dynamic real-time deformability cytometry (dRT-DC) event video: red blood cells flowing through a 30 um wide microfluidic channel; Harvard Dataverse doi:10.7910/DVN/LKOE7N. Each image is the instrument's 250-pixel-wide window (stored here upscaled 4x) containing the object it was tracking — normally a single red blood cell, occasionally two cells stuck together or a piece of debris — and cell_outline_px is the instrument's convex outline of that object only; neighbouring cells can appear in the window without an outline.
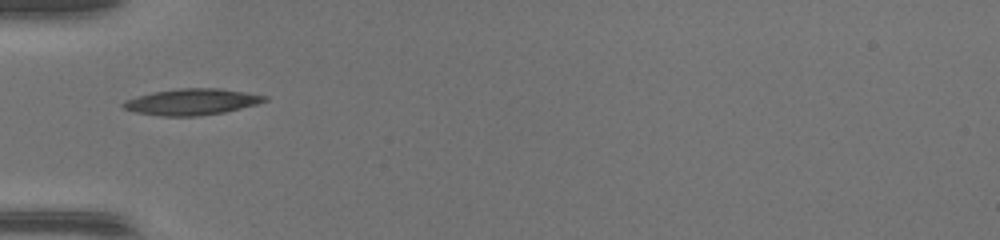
{"species": "common noctule bat (a hibernating species)", "species_latin": "Nyctalus noctula", "temperature_condition": "warm", "stored_images_in_passage": 32, "camera_frame_rate_fps": 3000, "um_per_image_px": 0.085, "animal": {"sex": "female", "body_mass_g": 17.0, "forearm_length_mm": 48.0}, "frame": {"image": 1, "passage_image": 1, "time_ms": 0.0, "image_size_px": [1000, 240], "cell_outline_px": [[268, 100], [256, 104], [224, 112], [200, 116], [160, 116], [136, 112], [124, 108], [120, 104], [124, 100], [136, 96], [152, 92], [180, 88], [220, 88], [268, 96]], "centroid_in_image_um": [16.27, 8.65], "position_along_channel_um": 68.7, "area_um2": 21.62}}
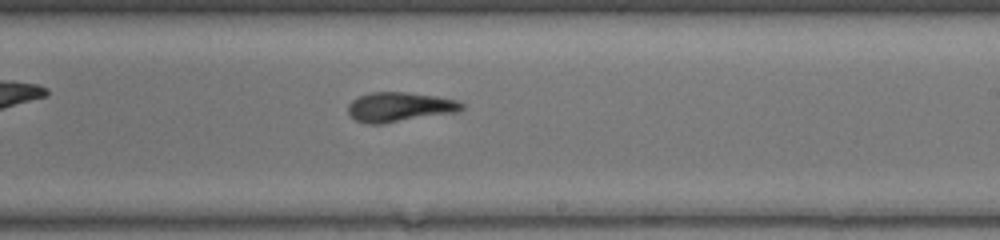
{"frame": {"image": 2, "passage_image": 14, "time_ms": 4.333, "image_size_px": [1000, 240], "cell_outline_px": [[464, 108], [460, 112], [384, 124], [368, 124], [356, 120], [348, 112], [348, 104], [352, 100], [360, 96], [372, 92], [408, 92], [436, 96], [456, 100], [464, 104]], "centroid_in_image_um": [34.0, 9.1], "position_along_channel_um": 255.0, "area_um2": 19.83}}
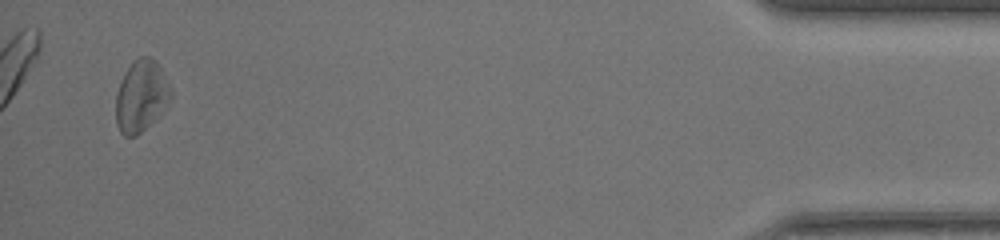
{"frame": {"image": 3, "passage_image": 31, "time_ms": 10.0, "image_size_px": [1000, 240], "cell_outline_px": [[172, 96], [160, 112], [136, 136], [124, 136], [120, 132], [116, 124], [116, 92], [120, 80], [124, 72], [132, 60], [140, 56], [148, 56], [156, 60], [172, 88]], "centroid_in_image_um": [11.97, 8.11], "position_along_channel_um": 423.2, "area_um2": 22.89}, "authors_computed_cell_mechanics": {"area_um2": 19.9988, "velocity_mm_per_s": 4.3185, "shape_relaxation_time_tau1_ms": 2.96, "shape_relaxation_time_tau2_ms": 3.6056, "deformation_change_tau1": 0.1219, "deformation_change_tau2": 0.1476}}